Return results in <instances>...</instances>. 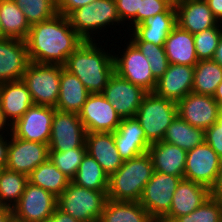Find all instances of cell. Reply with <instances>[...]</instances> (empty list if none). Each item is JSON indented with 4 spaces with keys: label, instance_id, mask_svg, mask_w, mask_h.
<instances>
[{
    "label": "cell",
    "instance_id": "6da1fadb",
    "mask_svg": "<svg viewBox=\"0 0 222 222\" xmlns=\"http://www.w3.org/2000/svg\"><path fill=\"white\" fill-rule=\"evenodd\" d=\"M25 41L31 62L64 65L84 40L71 27L68 17L57 13L31 25Z\"/></svg>",
    "mask_w": 222,
    "mask_h": 222
},
{
    "label": "cell",
    "instance_id": "7a4b0ae2",
    "mask_svg": "<svg viewBox=\"0 0 222 222\" xmlns=\"http://www.w3.org/2000/svg\"><path fill=\"white\" fill-rule=\"evenodd\" d=\"M96 41H83L63 65L83 83L90 94L102 93L115 72L114 55Z\"/></svg>",
    "mask_w": 222,
    "mask_h": 222
},
{
    "label": "cell",
    "instance_id": "3957f363",
    "mask_svg": "<svg viewBox=\"0 0 222 222\" xmlns=\"http://www.w3.org/2000/svg\"><path fill=\"white\" fill-rule=\"evenodd\" d=\"M153 172L148 152L123 161L122 166L109 176L107 198L113 201L139 202Z\"/></svg>",
    "mask_w": 222,
    "mask_h": 222
},
{
    "label": "cell",
    "instance_id": "277c9868",
    "mask_svg": "<svg viewBox=\"0 0 222 222\" xmlns=\"http://www.w3.org/2000/svg\"><path fill=\"white\" fill-rule=\"evenodd\" d=\"M176 116V102L149 92L142 99L135 118L143 128L146 139L152 144L163 140Z\"/></svg>",
    "mask_w": 222,
    "mask_h": 222
},
{
    "label": "cell",
    "instance_id": "5b68a950",
    "mask_svg": "<svg viewBox=\"0 0 222 222\" xmlns=\"http://www.w3.org/2000/svg\"><path fill=\"white\" fill-rule=\"evenodd\" d=\"M107 191L90 190L70 182L57 199V207L79 222L99 221Z\"/></svg>",
    "mask_w": 222,
    "mask_h": 222
},
{
    "label": "cell",
    "instance_id": "8992f818",
    "mask_svg": "<svg viewBox=\"0 0 222 222\" xmlns=\"http://www.w3.org/2000/svg\"><path fill=\"white\" fill-rule=\"evenodd\" d=\"M67 17L71 27L84 41H96L93 34L108 25L116 23L122 25L115 0H96L94 3L75 9Z\"/></svg>",
    "mask_w": 222,
    "mask_h": 222
},
{
    "label": "cell",
    "instance_id": "52a82bcc",
    "mask_svg": "<svg viewBox=\"0 0 222 222\" xmlns=\"http://www.w3.org/2000/svg\"><path fill=\"white\" fill-rule=\"evenodd\" d=\"M62 65L30 62L22 81L36 105L56 107L59 96Z\"/></svg>",
    "mask_w": 222,
    "mask_h": 222
},
{
    "label": "cell",
    "instance_id": "ba28073f",
    "mask_svg": "<svg viewBox=\"0 0 222 222\" xmlns=\"http://www.w3.org/2000/svg\"><path fill=\"white\" fill-rule=\"evenodd\" d=\"M57 199L51 192L28 182L12 208L15 222H48L57 208Z\"/></svg>",
    "mask_w": 222,
    "mask_h": 222
},
{
    "label": "cell",
    "instance_id": "9c48e42d",
    "mask_svg": "<svg viewBox=\"0 0 222 222\" xmlns=\"http://www.w3.org/2000/svg\"><path fill=\"white\" fill-rule=\"evenodd\" d=\"M129 43V44H127ZM121 56L114 54L115 72L147 93L154 92L157 80L150 70V63L139 48L130 40Z\"/></svg>",
    "mask_w": 222,
    "mask_h": 222
},
{
    "label": "cell",
    "instance_id": "30bf717a",
    "mask_svg": "<svg viewBox=\"0 0 222 222\" xmlns=\"http://www.w3.org/2000/svg\"><path fill=\"white\" fill-rule=\"evenodd\" d=\"M183 178L157 171L153 172L151 179L144 187L139 203L154 220L162 219L169 212L174 192Z\"/></svg>",
    "mask_w": 222,
    "mask_h": 222
},
{
    "label": "cell",
    "instance_id": "8fae6325",
    "mask_svg": "<svg viewBox=\"0 0 222 222\" xmlns=\"http://www.w3.org/2000/svg\"><path fill=\"white\" fill-rule=\"evenodd\" d=\"M86 133L78 113L55 110L49 151L66 152L73 148H87Z\"/></svg>",
    "mask_w": 222,
    "mask_h": 222
},
{
    "label": "cell",
    "instance_id": "7c38bea8",
    "mask_svg": "<svg viewBox=\"0 0 222 222\" xmlns=\"http://www.w3.org/2000/svg\"><path fill=\"white\" fill-rule=\"evenodd\" d=\"M55 108L33 104L13 125L11 134L14 137L48 144Z\"/></svg>",
    "mask_w": 222,
    "mask_h": 222
},
{
    "label": "cell",
    "instance_id": "4fadbf2b",
    "mask_svg": "<svg viewBox=\"0 0 222 222\" xmlns=\"http://www.w3.org/2000/svg\"><path fill=\"white\" fill-rule=\"evenodd\" d=\"M221 168V158L204 142L188 150L184 179L200 183L209 189L215 184Z\"/></svg>",
    "mask_w": 222,
    "mask_h": 222
},
{
    "label": "cell",
    "instance_id": "5bb4252c",
    "mask_svg": "<svg viewBox=\"0 0 222 222\" xmlns=\"http://www.w3.org/2000/svg\"><path fill=\"white\" fill-rule=\"evenodd\" d=\"M146 94L141 87L120 77L116 72L110 77L102 92L122 119L135 117Z\"/></svg>",
    "mask_w": 222,
    "mask_h": 222
},
{
    "label": "cell",
    "instance_id": "9a60e30c",
    "mask_svg": "<svg viewBox=\"0 0 222 222\" xmlns=\"http://www.w3.org/2000/svg\"><path fill=\"white\" fill-rule=\"evenodd\" d=\"M78 115L87 133L114 132L122 119L102 93L89 94Z\"/></svg>",
    "mask_w": 222,
    "mask_h": 222
},
{
    "label": "cell",
    "instance_id": "2e32d148",
    "mask_svg": "<svg viewBox=\"0 0 222 222\" xmlns=\"http://www.w3.org/2000/svg\"><path fill=\"white\" fill-rule=\"evenodd\" d=\"M8 147V161L6 168L27 176L40 164L49 159V146L39 142L26 141L12 134Z\"/></svg>",
    "mask_w": 222,
    "mask_h": 222
},
{
    "label": "cell",
    "instance_id": "e0dca14e",
    "mask_svg": "<svg viewBox=\"0 0 222 222\" xmlns=\"http://www.w3.org/2000/svg\"><path fill=\"white\" fill-rule=\"evenodd\" d=\"M176 104L177 115L194 127L206 130L219 119V104L212 96L191 92Z\"/></svg>",
    "mask_w": 222,
    "mask_h": 222
},
{
    "label": "cell",
    "instance_id": "ac0fdd59",
    "mask_svg": "<svg viewBox=\"0 0 222 222\" xmlns=\"http://www.w3.org/2000/svg\"><path fill=\"white\" fill-rule=\"evenodd\" d=\"M30 62L25 40L0 39V84L22 80Z\"/></svg>",
    "mask_w": 222,
    "mask_h": 222
},
{
    "label": "cell",
    "instance_id": "d6986e66",
    "mask_svg": "<svg viewBox=\"0 0 222 222\" xmlns=\"http://www.w3.org/2000/svg\"><path fill=\"white\" fill-rule=\"evenodd\" d=\"M174 5L177 25L192 35L220 24L205 0H182Z\"/></svg>",
    "mask_w": 222,
    "mask_h": 222
},
{
    "label": "cell",
    "instance_id": "ffe728a7",
    "mask_svg": "<svg viewBox=\"0 0 222 222\" xmlns=\"http://www.w3.org/2000/svg\"><path fill=\"white\" fill-rule=\"evenodd\" d=\"M113 138L123 161L148 152L151 145L135 117L121 119L120 125L113 132Z\"/></svg>",
    "mask_w": 222,
    "mask_h": 222
},
{
    "label": "cell",
    "instance_id": "44dd1931",
    "mask_svg": "<svg viewBox=\"0 0 222 222\" xmlns=\"http://www.w3.org/2000/svg\"><path fill=\"white\" fill-rule=\"evenodd\" d=\"M209 197L208 187L183 178L174 192L169 212L162 219L173 222L177 217L193 212Z\"/></svg>",
    "mask_w": 222,
    "mask_h": 222
},
{
    "label": "cell",
    "instance_id": "7402d4cb",
    "mask_svg": "<svg viewBox=\"0 0 222 222\" xmlns=\"http://www.w3.org/2000/svg\"><path fill=\"white\" fill-rule=\"evenodd\" d=\"M194 66L170 64L157 80L154 92L161 97L178 102L192 92Z\"/></svg>",
    "mask_w": 222,
    "mask_h": 222
},
{
    "label": "cell",
    "instance_id": "603a6c76",
    "mask_svg": "<svg viewBox=\"0 0 222 222\" xmlns=\"http://www.w3.org/2000/svg\"><path fill=\"white\" fill-rule=\"evenodd\" d=\"M87 153L93 157L108 175L115 173L123 164L113 138V132L86 133Z\"/></svg>",
    "mask_w": 222,
    "mask_h": 222
},
{
    "label": "cell",
    "instance_id": "cb8c5ba5",
    "mask_svg": "<svg viewBox=\"0 0 222 222\" xmlns=\"http://www.w3.org/2000/svg\"><path fill=\"white\" fill-rule=\"evenodd\" d=\"M33 104L30 92L22 80L0 84V105L10 125L19 120Z\"/></svg>",
    "mask_w": 222,
    "mask_h": 222
},
{
    "label": "cell",
    "instance_id": "d4e9b609",
    "mask_svg": "<svg viewBox=\"0 0 222 222\" xmlns=\"http://www.w3.org/2000/svg\"><path fill=\"white\" fill-rule=\"evenodd\" d=\"M154 171L184 177L187 151L164 141L152 143L148 149Z\"/></svg>",
    "mask_w": 222,
    "mask_h": 222
},
{
    "label": "cell",
    "instance_id": "484cf974",
    "mask_svg": "<svg viewBox=\"0 0 222 222\" xmlns=\"http://www.w3.org/2000/svg\"><path fill=\"white\" fill-rule=\"evenodd\" d=\"M177 25L176 13H160L150 16L141 24L136 25L130 36L131 41L151 42L155 45H164L169 33Z\"/></svg>",
    "mask_w": 222,
    "mask_h": 222
},
{
    "label": "cell",
    "instance_id": "4316f807",
    "mask_svg": "<svg viewBox=\"0 0 222 222\" xmlns=\"http://www.w3.org/2000/svg\"><path fill=\"white\" fill-rule=\"evenodd\" d=\"M164 49L170 64L195 66L199 62L195 52L194 36L178 25L169 33Z\"/></svg>",
    "mask_w": 222,
    "mask_h": 222
},
{
    "label": "cell",
    "instance_id": "83f0119b",
    "mask_svg": "<svg viewBox=\"0 0 222 222\" xmlns=\"http://www.w3.org/2000/svg\"><path fill=\"white\" fill-rule=\"evenodd\" d=\"M89 94L78 77L62 65L59 96L55 109L62 112L79 113Z\"/></svg>",
    "mask_w": 222,
    "mask_h": 222
},
{
    "label": "cell",
    "instance_id": "f1b7e54d",
    "mask_svg": "<svg viewBox=\"0 0 222 222\" xmlns=\"http://www.w3.org/2000/svg\"><path fill=\"white\" fill-rule=\"evenodd\" d=\"M154 219L139 202L107 199L99 222H153Z\"/></svg>",
    "mask_w": 222,
    "mask_h": 222
},
{
    "label": "cell",
    "instance_id": "f546056e",
    "mask_svg": "<svg viewBox=\"0 0 222 222\" xmlns=\"http://www.w3.org/2000/svg\"><path fill=\"white\" fill-rule=\"evenodd\" d=\"M0 22L3 38L27 39L31 26L16 1L3 0L0 2Z\"/></svg>",
    "mask_w": 222,
    "mask_h": 222
},
{
    "label": "cell",
    "instance_id": "4dcf8cb0",
    "mask_svg": "<svg viewBox=\"0 0 222 222\" xmlns=\"http://www.w3.org/2000/svg\"><path fill=\"white\" fill-rule=\"evenodd\" d=\"M162 141L188 151L205 142V130L190 125L177 115Z\"/></svg>",
    "mask_w": 222,
    "mask_h": 222
},
{
    "label": "cell",
    "instance_id": "1f68e13d",
    "mask_svg": "<svg viewBox=\"0 0 222 222\" xmlns=\"http://www.w3.org/2000/svg\"><path fill=\"white\" fill-rule=\"evenodd\" d=\"M28 182L51 192L58 198L71 180L48 159L28 175Z\"/></svg>",
    "mask_w": 222,
    "mask_h": 222
},
{
    "label": "cell",
    "instance_id": "d6a6232c",
    "mask_svg": "<svg viewBox=\"0 0 222 222\" xmlns=\"http://www.w3.org/2000/svg\"><path fill=\"white\" fill-rule=\"evenodd\" d=\"M108 179V175L104 172L100 164L86 153L71 182L90 190L107 191Z\"/></svg>",
    "mask_w": 222,
    "mask_h": 222
},
{
    "label": "cell",
    "instance_id": "836d02e7",
    "mask_svg": "<svg viewBox=\"0 0 222 222\" xmlns=\"http://www.w3.org/2000/svg\"><path fill=\"white\" fill-rule=\"evenodd\" d=\"M222 82V67L213 60H200L194 66L192 92L196 94L214 95Z\"/></svg>",
    "mask_w": 222,
    "mask_h": 222
},
{
    "label": "cell",
    "instance_id": "e575fe53",
    "mask_svg": "<svg viewBox=\"0 0 222 222\" xmlns=\"http://www.w3.org/2000/svg\"><path fill=\"white\" fill-rule=\"evenodd\" d=\"M27 183L26 174L3 168L0 172V206L12 209L25 191Z\"/></svg>",
    "mask_w": 222,
    "mask_h": 222
},
{
    "label": "cell",
    "instance_id": "d590c367",
    "mask_svg": "<svg viewBox=\"0 0 222 222\" xmlns=\"http://www.w3.org/2000/svg\"><path fill=\"white\" fill-rule=\"evenodd\" d=\"M21 7L29 25L46 21L55 16L57 0H15Z\"/></svg>",
    "mask_w": 222,
    "mask_h": 222
},
{
    "label": "cell",
    "instance_id": "8d00e7d4",
    "mask_svg": "<svg viewBox=\"0 0 222 222\" xmlns=\"http://www.w3.org/2000/svg\"><path fill=\"white\" fill-rule=\"evenodd\" d=\"M147 58L150 70L156 80L160 79L168 69L170 63L164 45H155L151 42L132 41Z\"/></svg>",
    "mask_w": 222,
    "mask_h": 222
},
{
    "label": "cell",
    "instance_id": "74e56055",
    "mask_svg": "<svg viewBox=\"0 0 222 222\" xmlns=\"http://www.w3.org/2000/svg\"><path fill=\"white\" fill-rule=\"evenodd\" d=\"M87 153V148H73L66 152L49 151V159L70 180L74 178Z\"/></svg>",
    "mask_w": 222,
    "mask_h": 222
},
{
    "label": "cell",
    "instance_id": "f35d334b",
    "mask_svg": "<svg viewBox=\"0 0 222 222\" xmlns=\"http://www.w3.org/2000/svg\"><path fill=\"white\" fill-rule=\"evenodd\" d=\"M222 202L210 196L190 214L177 217L173 222H221Z\"/></svg>",
    "mask_w": 222,
    "mask_h": 222
},
{
    "label": "cell",
    "instance_id": "ab89813d",
    "mask_svg": "<svg viewBox=\"0 0 222 222\" xmlns=\"http://www.w3.org/2000/svg\"><path fill=\"white\" fill-rule=\"evenodd\" d=\"M221 23L213 28L194 34L195 52L198 60H212L218 46L221 34Z\"/></svg>",
    "mask_w": 222,
    "mask_h": 222
},
{
    "label": "cell",
    "instance_id": "60d3db41",
    "mask_svg": "<svg viewBox=\"0 0 222 222\" xmlns=\"http://www.w3.org/2000/svg\"><path fill=\"white\" fill-rule=\"evenodd\" d=\"M160 13H176L175 5L170 0H141L140 11H137V25Z\"/></svg>",
    "mask_w": 222,
    "mask_h": 222
},
{
    "label": "cell",
    "instance_id": "b9f144b4",
    "mask_svg": "<svg viewBox=\"0 0 222 222\" xmlns=\"http://www.w3.org/2000/svg\"><path fill=\"white\" fill-rule=\"evenodd\" d=\"M115 2L121 22L128 21L132 30L137 25V11H140L141 0H115Z\"/></svg>",
    "mask_w": 222,
    "mask_h": 222
},
{
    "label": "cell",
    "instance_id": "7bdbcfd3",
    "mask_svg": "<svg viewBox=\"0 0 222 222\" xmlns=\"http://www.w3.org/2000/svg\"><path fill=\"white\" fill-rule=\"evenodd\" d=\"M205 142L222 159V110L219 112L218 121L205 130Z\"/></svg>",
    "mask_w": 222,
    "mask_h": 222
},
{
    "label": "cell",
    "instance_id": "ee69618b",
    "mask_svg": "<svg viewBox=\"0 0 222 222\" xmlns=\"http://www.w3.org/2000/svg\"><path fill=\"white\" fill-rule=\"evenodd\" d=\"M96 0H57V11L59 14L68 16L75 9L94 3Z\"/></svg>",
    "mask_w": 222,
    "mask_h": 222
},
{
    "label": "cell",
    "instance_id": "f6af8a7d",
    "mask_svg": "<svg viewBox=\"0 0 222 222\" xmlns=\"http://www.w3.org/2000/svg\"><path fill=\"white\" fill-rule=\"evenodd\" d=\"M4 134H0V172L3 168H6L8 161V147L10 141L7 140Z\"/></svg>",
    "mask_w": 222,
    "mask_h": 222
},
{
    "label": "cell",
    "instance_id": "bcb514c9",
    "mask_svg": "<svg viewBox=\"0 0 222 222\" xmlns=\"http://www.w3.org/2000/svg\"><path fill=\"white\" fill-rule=\"evenodd\" d=\"M210 196L222 202V159L221 168L215 184L210 189Z\"/></svg>",
    "mask_w": 222,
    "mask_h": 222
},
{
    "label": "cell",
    "instance_id": "7dc6e473",
    "mask_svg": "<svg viewBox=\"0 0 222 222\" xmlns=\"http://www.w3.org/2000/svg\"><path fill=\"white\" fill-rule=\"evenodd\" d=\"M48 222H79V221L74 219L69 214H66L57 207L56 210L51 215V217L49 218Z\"/></svg>",
    "mask_w": 222,
    "mask_h": 222
},
{
    "label": "cell",
    "instance_id": "c3c4849f",
    "mask_svg": "<svg viewBox=\"0 0 222 222\" xmlns=\"http://www.w3.org/2000/svg\"><path fill=\"white\" fill-rule=\"evenodd\" d=\"M211 9V12L218 20L219 23L222 24V0H205Z\"/></svg>",
    "mask_w": 222,
    "mask_h": 222
},
{
    "label": "cell",
    "instance_id": "681fc988",
    "mask_svg": "<svg viewBox=\"0 0 222 222\" xmlns=\"http://www.w3.org/2000/svg\"><path fill=\"white\" fill-rule=\"evenodd\" d=\"M0 222H15L11 208L0 206Z\"/></svg>",
    "mask_w": 222,
    "mask_h": 222
},
{
    "label": "cell",
    "instance_id": "f907efd6",
    "mask_svg": "<svg viewBox=\"0 0 222 222\" xmlns=\"http://www.w3.org/2000/svg\"><path fill=\"white\" fill-rule=\"evenodd\" d=\"M7 125V126H6ZM6 128V129H5ZM8 129V130H7ZM8 132V134L11 133V125L9 124V122L6 120L5 116H4V112L1 108V105H0V134H5L6 132ZM10 131V133H9Z\"/></svg>",
    "mask_w": 222,
    "mask_h": 222
},
{
    "label": "cell",
    "instance_id": "816d5d0a",
    "mask_svg": "<svg viewBox=\"0 0 222 222\" xmlns=\"http://www.w3.org/2000/svg\"><path fill=\"white\" fill-rule=\"evenodd\" d=\"M212 60L222 67V34Z\"/></svg>",
    "mask_w": 222,
    "mask_h": 222
},
{
    "label": "cell",
    "instance_id": "f5cc1de1",
    "mask_svg": "<svg viewBox=\"0 0 222 222\" xmlns=\"http://www.w3.org/2000/svg\"><path fill=\"white\" fill-rule=\"evenodd\" d=\"M213 97L218 102L220 110H222V82L216 88Z\"/></svg>",
    "mask_w": 222,
    "mask_h": 222
},
{
    "label": "cell",
    "instance_id": "db71d44e",
    "mask_svg": "<svg viewBox=\"0 0 222 222\" xmlns=\"http://www.w3.org/2000/svg\"><path fill=\"white\" fill-rule=\"evenodd\" d=\"M3 38V30H2V25H1V22H0V39Z\"/></svg>",
    "mask_w": 222,
    "mask_h": 222
},
{
    "label": "cell",
    "instance_id": "11a10c76",
    "mask_svg": "<svg viewBox=\"0 0 222 222\" xmlns=\"http://www.w3.org/2000/svg\"><path fill=\"white\" fill-rule=\"evenodd\" d=\"M153 222H168V221H165V220H163V219H156V220H154Z\"/></svg>",
    "mask_w": 222,
    "mask_h": 222
},
{
    "label": "cell",
    "instance_id": "9f6ffc18",
    "mask_svg": "<svg viewBox=\"0 0 222 222\" xmlns=\"http://www.w3.org/2000/svg\"><path fill=\"white\" fill-rule=\"evenodd\" d=\"M173 4L179 2V1H182V0H170Z\"/></svg>",
    "mask_w": 222,
    "mask_h": 222
}]
</instances>
